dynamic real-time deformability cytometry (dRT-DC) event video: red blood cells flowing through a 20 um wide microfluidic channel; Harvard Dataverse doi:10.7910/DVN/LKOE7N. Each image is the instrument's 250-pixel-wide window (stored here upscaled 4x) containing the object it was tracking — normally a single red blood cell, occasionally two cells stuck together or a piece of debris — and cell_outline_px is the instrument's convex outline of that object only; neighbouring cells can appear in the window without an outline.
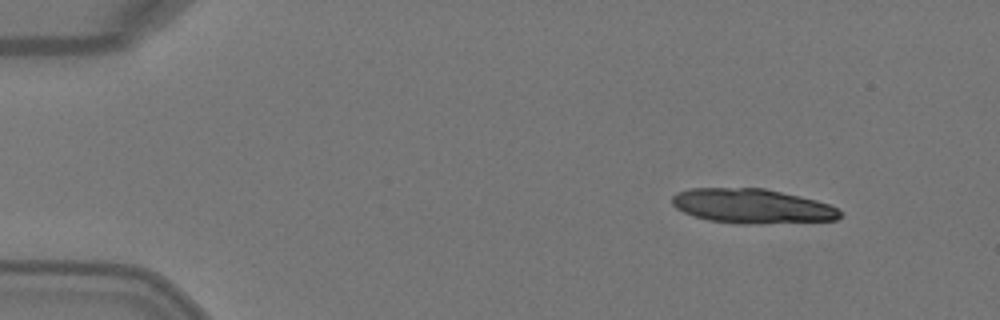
{"species": "Egyptian fruit bat (a non-hibernating species)", "species_latin": "Rousettus aegyptiacus", "temperature_condition": "warm", "stored_images_in_passage": 5, "camera_frame_rate_fps": 3000, "um_per_image_px": 0.085, "animal": {"sex": "female"}, "frame": {"image": 1, "passage_image": 1, "time_ms": 0.0, "image_size_px": [1000, 320], "cell_outline_px": [[840, 216], [836, 220], [760, 224], [744, 224], [708, 220], [692, 216], [676, 208], [672, 204], [672, 196], [676, 192], [688, 188], [764, 188], [800, 196], [816, 200], [828, 204], [836, 208], [840, 212]], "centroid_in_image_um": [63.88, 17.52], "position_along_channel_um": 21.1, "area_um2": 33.87}}
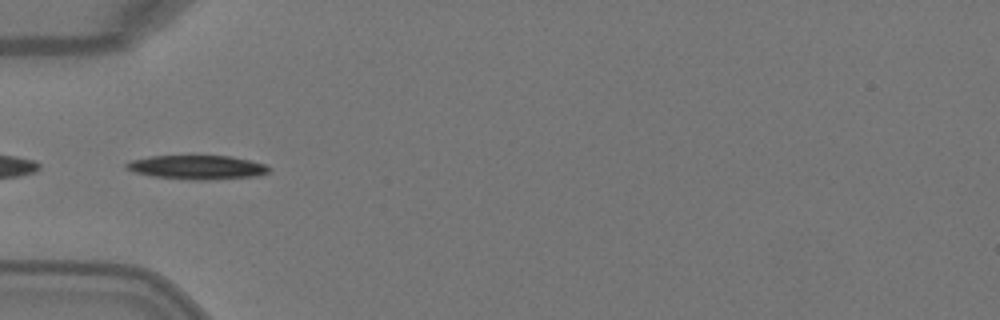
{"frame": {"image": 2, "passage_image": 4, "time_ms": 1.0, "image_size_px": [1000, 320], "cell_outline_px": [[272, 168], [268, 172], [256, 176], [204, 180], [196, 180], [152, 176], [136, 172], [124, 168], [124, 164], [132, 160], [152, 156], [232, 156], [264, 164]], "centroid_in_image_um": [16.75, 14.22], "position_along_channel_um": 68.2, "area_um2": 19.77}}
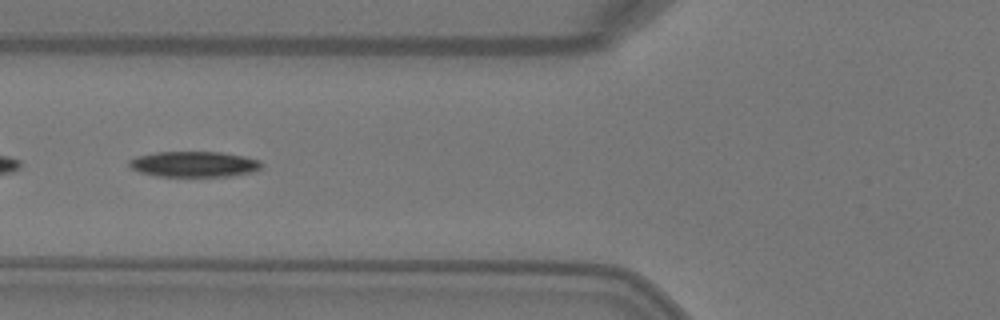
{"frame": {"image": 3, "passage_image": 5, "time_ms": 1.333, "image_size_px": [1000, 320], "cell_outline_px": [[264, 164], [260, 168], [252, 172], [228, 176], [156, 176], [140, 172], [132, 168], [128, 164], [128, 160], [136, 156], [156, 152], [220, 152], [244, 156], [260, 160]], "centroid_in_image_um": [16.49, 13.95], "position_along_channel_um": 109.3, "area_um2": 19.77}}